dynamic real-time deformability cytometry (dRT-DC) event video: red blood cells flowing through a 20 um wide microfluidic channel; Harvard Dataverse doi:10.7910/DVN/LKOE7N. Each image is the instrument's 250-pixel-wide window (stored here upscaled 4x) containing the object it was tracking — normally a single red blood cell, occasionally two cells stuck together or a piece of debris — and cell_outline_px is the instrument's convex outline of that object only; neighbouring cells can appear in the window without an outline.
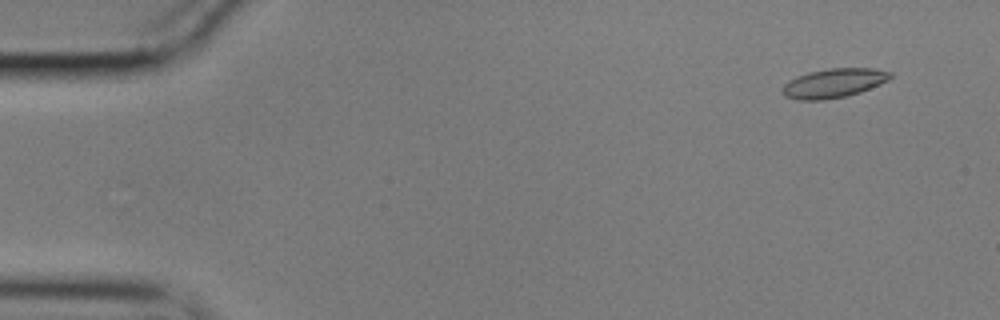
{"species": "common noctule bat (a hibernating species)", "species_latin": "Nyctalus noctula", "temperature_condition": "cold", "stored_images_in_passage": 56, "camera_frame_rate_fps": 3000, "um_per_image_px": 0.085, "animal": {"sex": "male", "body_mass_g": 17.9}, "frame": {"image": 1, "passage_image": 4, "time_ms": 1.0, "image_size_px": [1000, 320], "cell_outline_px": [[892, 76], [888, 80], [880, 84], [860, 92], [848, 96], [824, 100], [800, 100], [784, 96], [784, 84], [788, 80], [808, 72], [828, 68], [872, 68], [892, 72]], "centroid_in_image_um": [70.89, 7.06], "position_along_channel_um": 14.1, "area_um2": 18.32}}
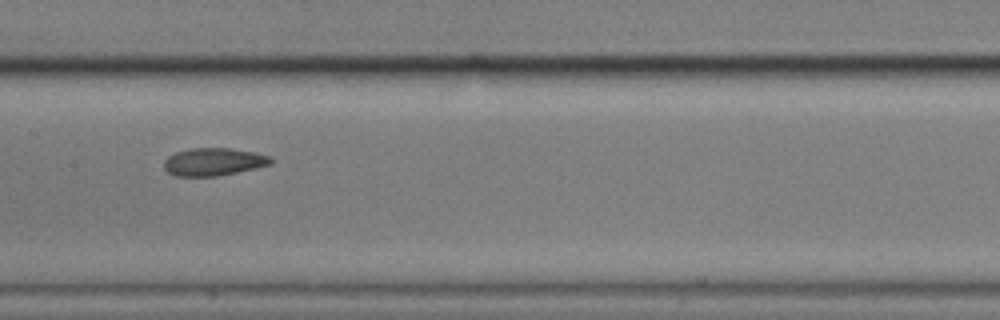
{"frame": {"image": 2, "passage_image": 28, "time_ms": 9.0, "image_size_px": [1000, 320], "cell_outline_px": [[272, 164], [256, 168], [216, 176], [176, 176], [168, 172], [164, 168], [164, 160], [168, 156], [176, 152], [188, 148], [228, 148], [252, 152], [268, 156], [272, 160]], "centroid_in_image_um": [18.11, 13.75], "position_along_channel_um": 189.3, "area_um2": 17.11}}
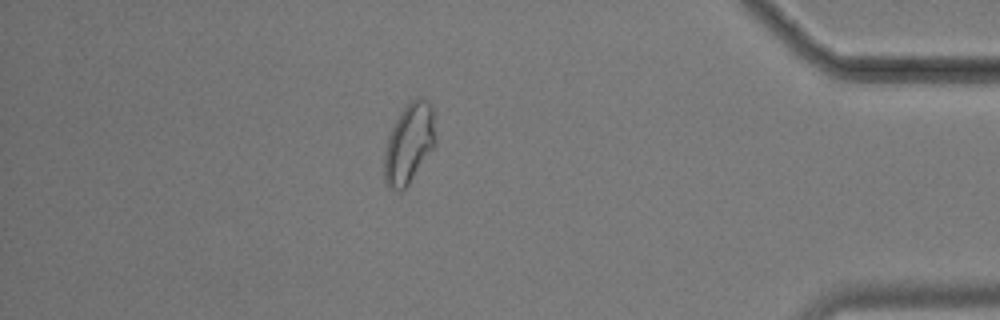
{"frame": {"image": 3, "passage_image": 49, "time_ms": 16.0, "image_size_px": [1000, 320], "cell_outline_px": [[436, 144], [408, 184], [400, 192], [396, 192], [388, 188], [384, 180], [384, 152], [388, 136], [400, 112], [416, 96], [424, 96], [432, 104], [436, 140]], "centroid_in_image_um": [34.77, 12.18], "position_along_channel_um": 400.4, "area_um2": 24.1}, "authors_computed_cell_mechanics": {"area_um2": 17.9758, "velocity_mm_per_s": 3.5495, "shape_relaxation_time_tau1_ms": 3.6561, "shape_relaxation_time_tau2_ms": 2.1702, "deformation_change_tau1": 0.1068, "deformation_change_tau2": 0.0663}}